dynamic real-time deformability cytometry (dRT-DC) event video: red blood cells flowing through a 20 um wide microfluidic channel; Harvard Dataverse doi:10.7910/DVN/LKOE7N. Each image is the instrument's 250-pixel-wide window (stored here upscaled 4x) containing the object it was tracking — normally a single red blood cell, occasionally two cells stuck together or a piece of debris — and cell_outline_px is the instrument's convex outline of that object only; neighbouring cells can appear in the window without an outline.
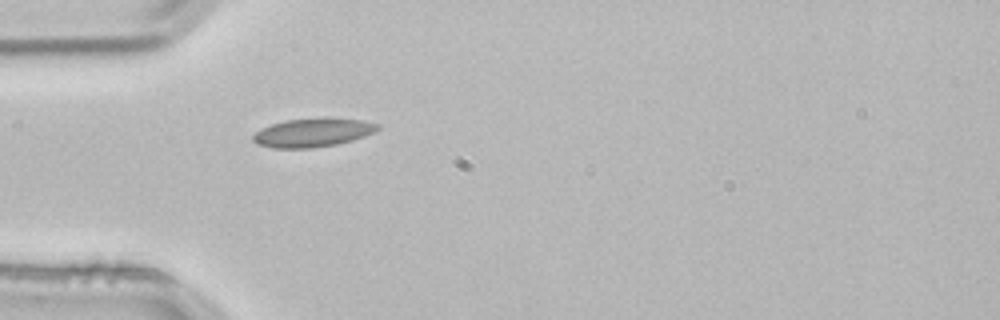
{"species": "common noctule bat (a hibernating species)", "species_latin": "Nyctalus noctula", "temperature_condition": "room temperature", "stored_images_in_passage": 1, "camera_frame_rate_fps": 3000, "um_per_image_px": 0.085, "animal": {"sex": "male", "body_mass_g": 21.5, "forearm_length_mm": 52.0}, "frame": {"image": 1, "passage_image": 1, "time_ms": 0.0, "image_size_px": [1000, 320], "cell_outline_px": [[380, 128], [376, 132], [352, 140], [336, 144], [312, 148], [272, 148], [256, 144], [252, 140], [252, 136], [260, 128], [284, 120], [364, 120], [380, 124]], "centroid_in_image_um": [26.55, 11.31], "position_along_channel_um": 58.5, "area_um2": 20.23}}